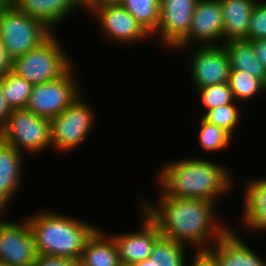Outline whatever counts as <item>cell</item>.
Listing matches in <instances>:
<instances>
[{
    "instance_id": "obj_1",
    "label": "cell",
    "mask_w": 266,
    "mask_h": 266,
    "mask_svg": "<svg viewBox=\"0 0 266 266\" xmlns=\"http://www.w3.org/2000/svg\"><path fill=\"white\" fill-rule=\"evenodd\" d=\"M159 205L143 201L141 209L158 225L161 236L180 244H190L197 252H207L230 229L218 225L214 202L198 198L170 197L162 193ZM210 238V239H209ZM186 243V244H185Z\"/></svg>"
},
{
    "instance_id": "obj_2",
    "label": "cell",
    "mask_w": 266,
    "mask_h": 266,
    "mask_svg": "<svg viewBox=\"0 0 266 266\" xmlns=\"http://www.w3.org/2000/svg\"><path fill=\"white\" fill-rule=\"evenodd\" d=\"M228 170L213 161L186 158L162 167L158 175L164 196L198 198L216 202L232 188ZM231 187V188H230Z\"/></svg>"
},
{
    "instance_id": "obj_3",
    "label": "cell",
    "mask_w": 266,
    "mask_h": 266,
    "mask_svg": "<svg viewBox=\"0 0 266 266\" xmlns=\"http://www.w3.org/2000/svg\"><path fill=\"white\" fill-rule=\"evenodd\" d=\"M37 255L78 261L88 239L98 229L80 220L49 210L26 218Z\"/></svg>"
},
{
    "instance_id": "obj_4",
    "label": "cell",
    "mask_w": 266,
    "mask_h": 266,
    "mask_svg": "<svg viewBox=\"0 0 266 266\" xmlns=\"http://www.w3.org/2000/svg\"><path fill=\"white\" fill-rule=\"evenodd\" d=\"M52 33L39 46L13 60L12 72L33 86L63 76L71 66V59Z\"/></svg>"
},
{
    "instance_id": "obj_5",
    "label": "cell",
    "mask_w": 266,
    "mask_h": 266,
    "mask_svg": "<svg viewBox=\"0 0 266 266\" xmlns=\"http://www.w3.org/2000/svg\"><path fill=\"white\" fill-rule=\"evenodd\" d=\"M53 32L40 19L18 10L12 3L0 7V39L12 60L39 46Z\"/></svg>"
},
{
    "instance_id": "obj_6",
    "label": "cell",
    "mask_w": 266,
    "mask_h": 266,
    "mask_svg": "<svg viewBox=\"0 0 266 266\" xmlns=\"http://www.w3.org/2000/svg\"><path fill=\"white\" fill-rule=\"evenodd\" d=\"M0 140L19 152L40 153L51 145L50 119L27 109H13L0 129ZM23 149V150H21Z\"/></svg>"
},
{
    "instance_id": "obj_7",
    "label": "cell",
    "mask_w": 266,
    "mask_h": 266,
    "mask_svg": "<svg viewBox=\"0 0 266 266\" xmlns=\"http://www.w3.org/2000/svg\"><path fill=\"white\" fill-rule=\"evenodd\" d=\"M92 109L79 95L61 114L52 117L50 119L52 148H56L58 152L70 151L86 140L94 124Z\"/></svg>"
},
{
    "instance_id": "obj_8",
    "label": "cell",
    "mask_w": 266,
    "mask_h": 266,
    "mask_svg": "<svg viewBox=\"0 0 266 266\" xmlns=\"http://www.w3.org/2000/svg\"><path fill=\"white\" fill-rule=\"evenodd\" d=\"M71 67L63 76L32 86L25 107L36 115L51 119L65 110L80 94L79 83Z\"/></svg>"
},
{
    "instance_id": "obj_9",
    "label": "cell",
    "mask_w": 266,
    "mask_h": 266,
    "mask_svg": "<svg viewBox=\"0 0 266 266\" xmlns=\"http://www.w3.org/2000/svg\"><path fill=\"white\" fill-rule=\"evenodd\" d=\"M36 257L27 220L23 224L0 220V262L9 266H32Z\"/></svg>"
},
{
    "instance_id": "obj_10",
    "label": "cell",
    "mask_w": 266,
    "mask_h": 266,
    "mask_svg": "<svg viewBox=\"0 0 266 266\" xmlns=\"http://www.w3.org/2000/svg\"><path fill=\"white\" fill-rule=\"evenodd\" d=\"M198 47L190 59V72L195 90L228 82L231 66L223 44Z\"/></svg>"
},
{
    "instance_id": "obj_11",
    "label": "cell",
    "mask_w": 266,
    "mask_h": 266,
    "mask_svg": "<svg viewBox=\"0 0 266 266\" xmlns=\"http://www.w3.org/2000/svg\"><path fill=\"white\" fill-rule=\"evenodd\" d=\"M220 38H223V15L220 0H198L189 33L174 49H185L194 41L202 43L200 44L202 46L221 45L217 44L218 39L221 40Z\"/></svg>"
},
{
    "instance_id": "obj_12",
    "label": "cell",
    "mask_w": 266,
    "mask_h": 266,
    "mask_svg": "<svg viewBox=\"0 0 266 266\" xmlns=\"http://www.w3.org/2000/svg\"><path fill=\"white\" fill-rule=\"evenodd\" d=\"M198 0H160V20L157 31L162 44L175 48L189 33Z\"/></svg>"
},
{
    "instance_id": "obj_13",
    "label": "cell",
    "mask_w": 266,
    "mask_h": 266,
    "mask_svg": "<svg viewBox=\"0 0 266 266\" xmlns=\"http://www.w3.org/2000/svg\"><path fill=\"white\" fill-rule=\"evenodd\" d=\"M95 16L107 38L121 44L145 41L151 36L123 6H105L95 9Z\"/></svg>"
},
{
    "instance_id": "obj_14",
    "label": "cell",
    "mask_w": 266,
    "mask_h": 266,
    "mask_svg": "<svg viewBox=\"0 0 266 266\" xmlns=\"http://www.w3.org/2000/svg\"><path fill=\"white\" fill-rule=\"evenodd\" d=\"M141 211V231L111 235L117 245L121 265L131 266L134 263L148 259L155 242L161 237L158 225Z\"/></svg>"
},
{
    "instance_id": "obj_15",
    "label": "cell",
    "mask_w": 266,
    "mask_h": 266,
    "mask_svg": "<svg viewBox=\"0 0 266 266\" xmlns=\"http://www.w3.org/2000/svg\"><path fill=\"white\" fill-rule=\"evenodd\" d=\"M233 230H228L207 252L215 266H266V262L249 248Z\"/></svg>"
},
{
    "instance_id": "obj_16",
    "label": "cell",
    "mask_w": 266,
    "mask_h": 266,
    "mask_svg": "<svg viewBox=\"0 0 266 266\" xmlns=\"http://www.w3.org/2000/svg\"><path fill=\"white\" fill-rule=\"evenodd\" d=\"M11 3L18 10L40 19L51 30H54L52 28H55V25L61 24L59 22L70 12L82 6L79 0H13Z\"/></svg>"
},
{
    "instance_id": "obj_17",
    "label": "cell",
    "mask_w": 266,
    "mask_h": 266,
    "mask_svg": "<svg viewBox=\"0 0 266 266\" xmlns=\"http://www.w3.org/2000/svg\"><path fill=\"white\" fill-rule=\"evenodd\" d=\"M23 152L0 140V212L9 205L19 183L23 168Z\"/></svg>"
},
{
    "instance_id": "obj_18",
    "label": "cell",
    "mask_w": 266,
    "mask_h": 266,
    "mask_svg": "<svg viewBox=\"0 0 266 266\" xmlns=\"http://www.w3.org/2000/svg\"><path fill=\"white\" fill-rule=\"evenodd\" d=\"M257 0H220L223 41L247 40V31Z\"/></svg>"
},
{
    "instance_id": "obj_19",
    "label": "cell",
    "mask_w": 266,
    "mask_h": 266,
    "mask_svg": "<svg viewBox=\"0 0 266 266\" xmlns=\"http://www.w3.org/2000/svg\"><path fill=\"white\" fill-rule=\"evenodd\" d=\"M243 218L254 231L266 230V177L250 180L245 186Z\"/></svg>"
},
{
    "instance_id": "obj_20",
    "label": "cell",
    "mask_w": 266,
    "mask_h": 266,
    "mask_svg": "<svg viewBox=\"0 0 266 266\" xmlns=\"http://www.w3.org/2000/svg\"><path fill=\"white\" fill-rule=\"evenodd\" d=\"M78 261L84 266H121L113 237L105 235L101 229L88 239Z\"/></svg>"
},
{
    "instance_id": "obj_21",
    "label": "cell",
    "mask_w": 266,
    "mask_h": 266,
    "mask_svg": "<svg viewBox=\"0 0 266 266\" xmlns=\"http://www.w3.org/2000/svg\"><path fill=\"white\" fill-rule=\"evenodd\" d=\"M223 44L229 58L231 70L246 71L266 86V69L255 57L251 41L233 40Z\"/></svg>"
},
{
    "instance_id": "obj_22",
    "label": "cell",
    "mask_w": 266,
    "mask_h": 266,
    "mask_svg": "<svg viewBox=\"0 0 266 266\" xmlns=\"http://www.w3.org/2000/svg\"><path fill=\"white\" fill-rule=\"evenodd\" d=\"M184 253L185 245L161 236L155 242L150 257L131 266H184Z\"/></svg>"
},
{
    "instance_id": "obj_23",
    "label": "cell",
    "mask_w": 266,
    "mask_h": 266,
    "mask_svg": "<svg viewBox=\"0 0 266 266\" xmlns=\"http://www.w3.org/2000/svg\"><path fill=\"white\" fill-rule=\"evenodd\" d=\"M160 0H123V6L150 34L157 31L160 20Z\"/></svg>"
},
{
    "instance_id": "obj_24",
    "label": "cell",
    "mask_w": 266,
    "mask_h": 266,
    "mask_svg": "<svg viewBox=\"0 0 266 266\" xmlns=\"http://www.w3.org/2000/svg\"><path fill=\"white\" fill-rule=\"evenodd\" d=\"M3 96L13 109H25L32 90V84L12 71L0 77Z\"/></svg>"
},
{
    "instance_id": "obj_25",
    "label": "cell",
    "mask_w": 266,
    "mask_h": 266,
    "mask_svg": "<svg viewBox=\"0 0 266 266\" xmlns=\"http://www.w3.org/2000/svg\"><path fill=\"white\" fill-rule=\"evenodd\" d=\"M228 83L236 102L243 103L258 92H266V86L259 79L242 70H231Z\"/></svg>"
},
{
    "instance_id": "obj_26",
    "label": "cell",
    "mask_w": 266,
    "mask_h": 266,
    "mask_svg": "<svg viewBox=\"0 0 266 266\" xmlns=\"http://www.w3.org/2000/svg\"><path fill=\"white\" fill-rule=\"evenodd\" d=\"M199 141L203 149L207 151L222 150L229 146L231 135L203 117L200 120Z\"/></svg>"
},
{
    "instance_id": "obj_27",
    "label": "cell",
    "mask_w": 266,
    "mask_h": 266,
    "mask_svg": "<svg viewBox=\"0 0 266 266\" xmlns=\"http://www.w3.org/2000/svg\"><path fill=\"white\" fill-rule=\"evenodd\" d=\"M202 117L206 121L219 126L232 136V133L235 130L234 128H236L239 122L240 112L235 101L233 103L208 110Z\"/></svg>"
},
{
    "instance_id": "obj_28",
    "label": "cell",
    "mask_w": 266,
    "mask_h": 266,
    "mask_svg": "<svg viewBox=\"0 0 266 266\" xmlns=\"http://www.w3.org/2000/svg\"><path fill=\"white\" fill-rule=\"evenodd\" d=\"M197 92L207 111L235 101L228 82L201 87Z\"/></svg>"
},
{
    "instance_id": "obj_29",
    "label": "cell",
    "mask_w": 266,
    "mask_h": 266,
    "mask_svg": "<svg viewBox=\"0 0 266 266\" xmlns=\"http://www.w3.org/2000/svg\"><path fill=\"white\" fill-rule=\"evenodd\" d=\"M266 38V2L257 1L247 31V40L253 41Z\"/></svg>"
},
{
    "instance_id": "obj_30",
    "label": "cell",
    "mask_w": 266,
    "mask_h": 266,
    "mask_svg": "<svg viewBox=\"0 0 266 266\" xmlns=\"http://www.w3.org/2000/svg\"><path fill=\"white\" fill-rule=\"evenodd\" d=\"M32 266H77V261L67 258L37 255Z\"/></svg>"
},
{
    "instance_id": "obj_31",
    "label": "cell",
    "mask_w": 266,
    "mask_h": 266,
    "mask_svg": "<svg viewBox=\"0 0 266 266\" xmlns=\"http://www.w3.org/2000/svg\"><path fill=\"white\" fill-rule=\"evenodd\" d=\"M13 60L6 51L3 41L0 39V77L12 71Z\"/></svg>"
},
{
    "instance_id": "obj_32",
    "label": "cell",
    "mask_w": 266,
    "mask_h": 266,
    "mask_svg": "<svg viewBox=\"0 0 266 266\" xmlns=\"http://www.w3.org/2000/svg\"><path fill=\"white\" fill-rule=\"evenodd\" d=\"M122 1L123 0H84L82 2V8L86 7L85 10L88 8L93 12L100 7L121 5Z\"/></svg>"
},
{
    "instance_id": "obj_33",
    "label": "cell",
    "mask_w": 266,
    "mask_h": 266,
    "mask_svg": "<svg viewBox=\"0 0 266 266\" xmlns=\"http://www.w3.org/2000/svg\"><path fill=\"white\" fill-rule=\"evenodd\" d=\"M251 42L253 43L255 57L266 69V38Z\"/></svg>"
},
{
    "instance_id": "obj_34",
    "label": "cell",
    "mask_w": 266,
    "mask_h": 266,
    "mask_svg": "<svg viewBox=\"0 0 266 266\" xmlns=\"http://www.w3.org/2000/svg\"><path fill=\"white\" fill-rule=\"evenodd\" d=\"M193 258V263L190 266H215V263L208 252H197ZM184 266H187L184 264Z\"/></svg>"
},
{
    "instance_id": "obj_35",
    "label": "cell",
    "mask_w": 266,
    "mask_h": 266,
    "mask_svg": "<svg viewBox=\"0 0 266 266\" xmlns=\"http://www.w3.org/2000/svg\"><path fill=\"white\" fill-rule=\"evenodd\" d=\"M12 109L8 106L0 84V129L6 124Z\"/></svg>"
},
{
    "instance_id": "obj_36",
    "label": "cell",
    "mask_w": 266,
    "mask_h": 266,
    "mask_svg": "<svg viewBox=\"0 0 266 266\" xmlns=\"http://www.w3.org/2000/svg\"><path fill=\"white\" fill-rule=\"evenodd\" d=\"M4 3H11L13 0H1Z\"/></svg>"
},
{
    "instance_id": "obj_37",
    "label": "cell",
    "mask_w": 266,
    "mask_h": 266,
    "mask_svg": "<svg viewBox=\"0 0 266 266\" xmlns=\"http://www.w3.org/2000/svg\"><path fill=\"white\" fill-rule=\"evenodd\" d=\"M77 266H84L79 261H77Z\"/></svg>"
},
{
    "instance_id": "obj_38",
    "label": "cell",
    "mask_w": 266,
    "mask_h": 266,
    "mask_svg": "<svg viewBox=\"0 0 266 266\" xmlns=\"http://www.w3.org/2000/svg\"><path fill=\"white\" fill-rule=\"evenodd\" d=\"M0 266H9V265H6V264L0 262Z\"/></svg>"
},
{
    "instance_id": "obj_39",
    "label": "cell",
    "mask_w": 266,
    "mask_h": 266,
    "mask_svg": "<svg viewBox=\"0 0 266 266\" xmlns=\"http://www.w3.org/2000/svg\"><path fill=\"white\" fill-rule=\"evenodd\" d=\"M3 4H4V2H2V1L0 0V7H1Z\"/></svg>"
}]
</instances>
